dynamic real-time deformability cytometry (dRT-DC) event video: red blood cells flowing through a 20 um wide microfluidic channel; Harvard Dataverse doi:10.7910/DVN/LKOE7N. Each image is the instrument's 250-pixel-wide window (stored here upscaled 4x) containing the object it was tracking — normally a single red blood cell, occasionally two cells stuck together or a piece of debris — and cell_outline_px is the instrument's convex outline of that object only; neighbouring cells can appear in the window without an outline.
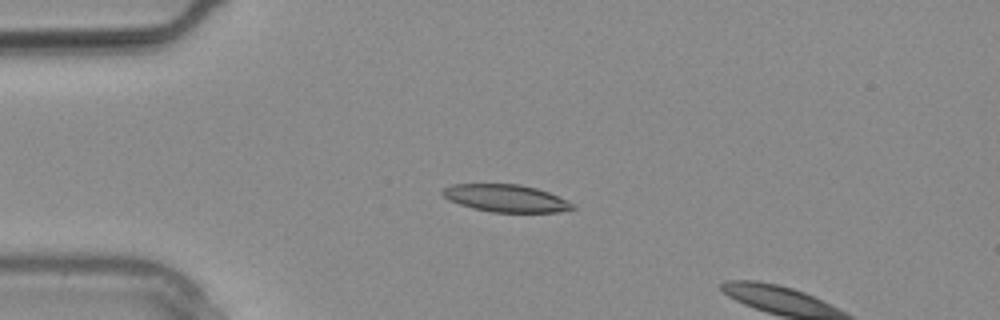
{"species": "common noctule bat (a hibernating species)", "species_latin": "Nyctalus noctula", "temperature_condition": "warm", "stored_images_in_passage": 3, "camera_frame_rate_fps": 3000, "um_per_image_px": 0.085, "animal": {"sex": "male", "body_mass_g": 20.4}, "frame": {"image": 1, "passage_image": 2, "time_ms": 0.333, "image_size_px": [1000, 320], "cell_outline_px": [[576, 208], [560, 212], [492, 212], [472, 208], [448, 200], [440, 192], [444, 188], [452, 184], [520, 184], [536, 188], [548, 192], [568, 200]], "centroid_in_image_um": [43.0, 16.85], "position_along_channel_um": 42.0, "area_um2": 20.75}}